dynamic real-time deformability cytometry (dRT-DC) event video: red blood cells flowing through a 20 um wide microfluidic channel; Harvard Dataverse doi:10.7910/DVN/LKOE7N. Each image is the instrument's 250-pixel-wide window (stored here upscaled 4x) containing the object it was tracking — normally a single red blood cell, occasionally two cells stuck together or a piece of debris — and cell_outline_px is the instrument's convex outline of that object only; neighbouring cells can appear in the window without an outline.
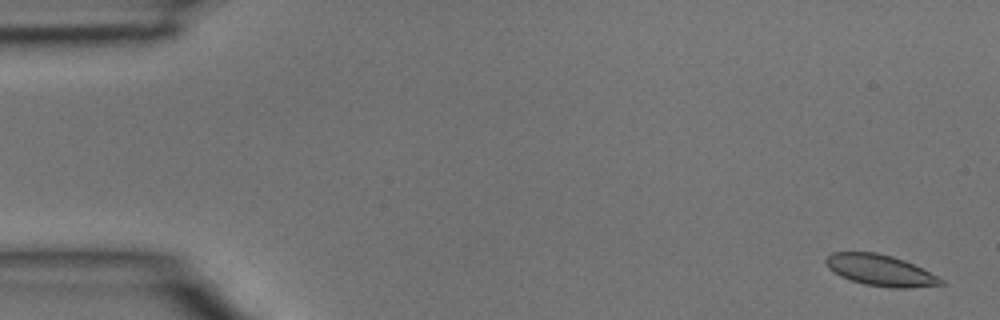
{"species": "common noctule bat (a hibernating species)", "species_latin": "Nyctalus noctula", "temperature_condition": "room temperature", "stored_images_in_passage": 4, "camera_frame_rate_fps": 3000, "um_per_image_px": 0.085, "animal": {"sex": "male", "body_mass_g": 15.6}, "frame": {"image": 1, "passage_image": 1, "time_ms": 0.0, "image_size_px": [1000, 320], "cell_outline_px": [[944, 284], [908, 288], [892, 288], [864, 284], [840, 276], [828, 268], [824, 260], [832, 252], [876, 252], [892, 256], [904, 260], [944, 280]], "centroid_in_image_um": [74.79, 22.97], "position_along_channel_um": 10.2, "area_um2": 20.63}}